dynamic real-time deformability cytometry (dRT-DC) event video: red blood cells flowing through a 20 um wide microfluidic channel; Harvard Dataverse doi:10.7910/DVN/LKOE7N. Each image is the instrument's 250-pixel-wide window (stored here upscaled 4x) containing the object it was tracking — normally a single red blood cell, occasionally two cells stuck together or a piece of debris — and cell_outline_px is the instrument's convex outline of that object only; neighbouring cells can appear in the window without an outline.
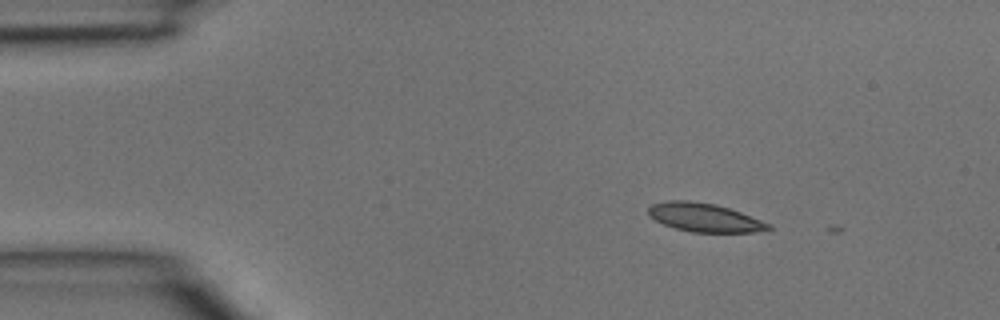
{"species": "common noctule bat (a hibernating species)", "species_latin": "Nyctalus noctula", "temperature_condition": "room temperature", "stored_images_in_passage": 4, "camera_frame_rate_fps": 3000, "um_per_image_px": 0.085, "animal": {"sex": "male", "body_mass_g": 15.6}, "frame": {"image": 1, "passage_image": 2, "time_ms": 0.333, "image_size_px": [1000, 320], "cell_outline_px": [[772, 228], [752, 232], [692, 232], [676, 228], [664, 224], [648, 216], [648, 208], [652, 204], [668, 200], [688, 200], [716, 204], [740, 212], [772, 224]], "centroid_in_image_um": [59.86, 18.48], "position_along_channel_um": 25.1, "area_um2": 19.88}}
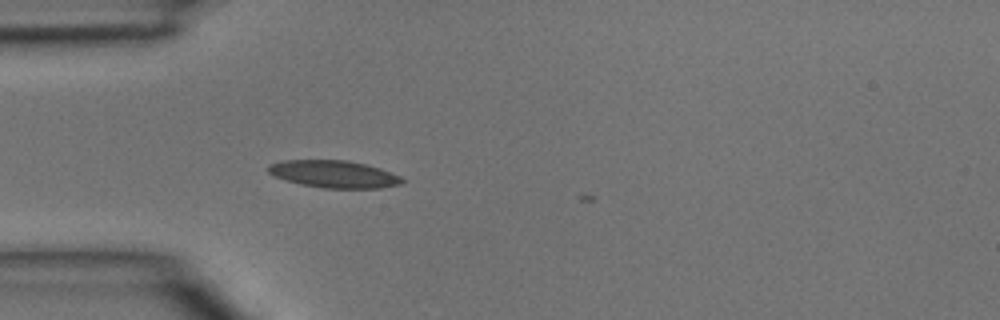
{"frame": {"image": 2, "passage_image": 4, "time_ms": 1.0, "image_size_px": [1000, 320], "cell_outline_px": [[404, 180], [400, 184], [380, 188], [324, 188], [300, 184], [276, 176], [268, 172], [268, 164], [284, 160], [348, 160], [380, 168], [400, 176]], "centroid_in_image_um": [28.39, 14.79], "position_along_channel_um": 56.6, "area_um2": 21.1}}